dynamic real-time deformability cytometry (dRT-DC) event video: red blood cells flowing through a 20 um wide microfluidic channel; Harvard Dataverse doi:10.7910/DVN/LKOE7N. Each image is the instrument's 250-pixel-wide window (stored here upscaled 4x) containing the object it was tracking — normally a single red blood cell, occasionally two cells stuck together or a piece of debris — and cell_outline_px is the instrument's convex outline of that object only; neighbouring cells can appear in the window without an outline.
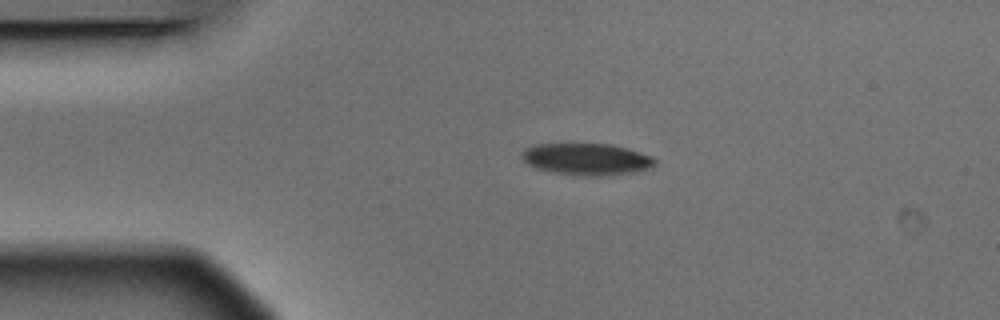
{"species": "Egyptian fruit bat (a non-hibernating species)", "species_latin": "Rousettus aegyptiacus", "temperature_condition": "warm", "stored_images_in_passage": 2, "camera_frame_rate_fps": 3000, "um_per_image_px": 0.085, "animal": {"sex": "male"}, "frame": {"image": 1, "passage_image": 1, "time_ms": 0.0, "image_size_px": [1000, 320], "cell_outline_px": [[656, 164], [648, 168], [632, 172], [552, 172], [536, 168], [528, 164], [520, 156], [528, 148], [536, 144], [612, 144], [628, 148], [652, 156], [656, 160]], "centroid_in_image_um": [49.86, 13.45], "position_along_channel_um": 35.1, "area_um2": 23.06}}